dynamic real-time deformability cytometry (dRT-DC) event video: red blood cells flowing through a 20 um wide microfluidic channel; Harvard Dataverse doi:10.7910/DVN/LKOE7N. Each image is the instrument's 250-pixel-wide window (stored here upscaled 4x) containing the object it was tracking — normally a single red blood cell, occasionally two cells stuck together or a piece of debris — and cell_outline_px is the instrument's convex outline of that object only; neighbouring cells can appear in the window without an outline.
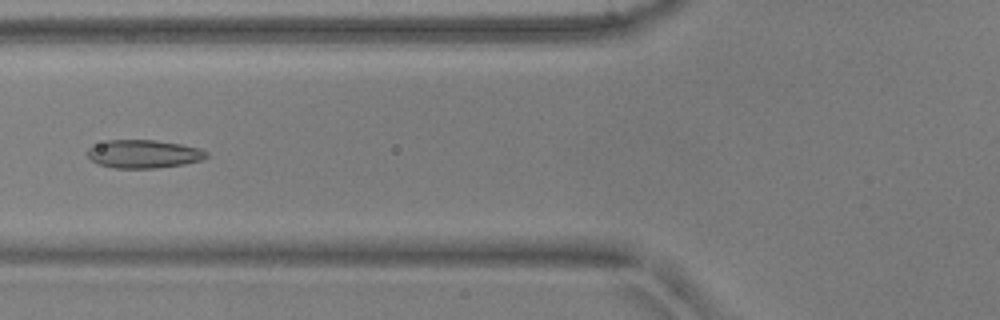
{"species": "common noctule bat (a hibernating species)", "species_latin": "Nyctalus noctula", "temperature_condition": "warm", "stored_images_in_passage": 6, "camera_frame_rate_fps": 3000, "um_per_image_px": 0.085, "animal": {"sex": "male", "body_mass_g": 17.9, "forearm_length_mm": 54.2}, "frame": {"image": 1, "passage_image": 5, "time_ms": 1.333, "image_size_px": [1000, 320], "cell_outline_px": [[208, 156], [200, 160], [184, 164], [156, 168], [112, 168], [100, 164], [92, 160], [88, 156], [88, 148], [108, 140], [156, 140], [180, 144], [200, 148], [208, 152]], "centroid_in_image_um": [12.23, 13.09], "position_along_channel_um": 113.6, "area_um2": 19.42}}
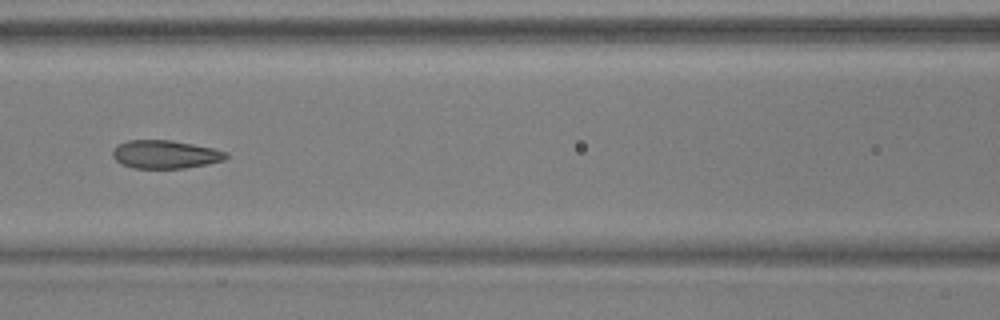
{"frame": {"image": 2, "passage_image": 6, "time_ms": 1.667, "image_size_px": [1000, 320], "cell_outline_px": [[228, 156], [224, 160], [208, 164], [184, 168], [132, 168], [116, 160], [112, 156], [112, 148], [128, 140], [172, 140], [212, 148], [228, 152]], "centroid_in_image_um": [14.05, 13.12], "position_along_channel_um": 152.6, "area_um2": 18.61}}